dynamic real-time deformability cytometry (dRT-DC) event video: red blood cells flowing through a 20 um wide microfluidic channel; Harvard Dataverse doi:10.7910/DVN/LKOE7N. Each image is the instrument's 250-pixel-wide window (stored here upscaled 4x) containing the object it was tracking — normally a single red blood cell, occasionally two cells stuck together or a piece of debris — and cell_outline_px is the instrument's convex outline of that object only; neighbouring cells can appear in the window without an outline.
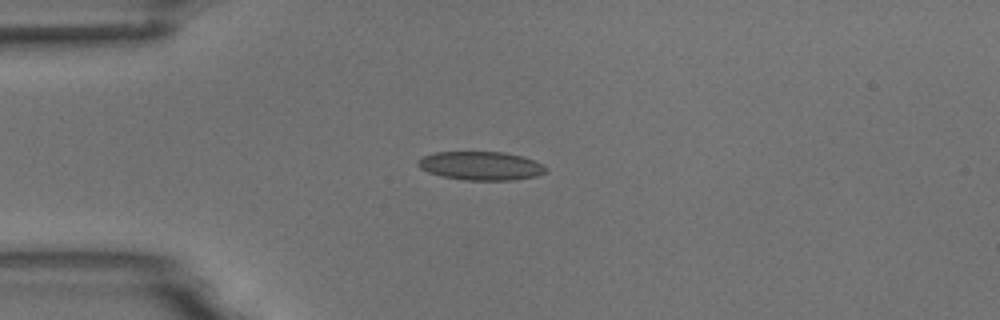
{"species": "common noctule bat (a hibernating species)", "species_latin": "Nyctalus noctula", "temperature_condition": "room temperature", "stored_images_in_passage": 9, "camera_frame_rate_fps": 3000, "um_per_image_px": 0.085, "animal": {"sex": "male", "body_mass_g": 18.8}, "frame": {"image": 1, "passage_image": 4, "time_ms": 3.333, "image_size_px": [1000, 320], "cell_outline_px": [[548, 168], [544, 172], [536, 176], [512, 180], [464, 180], [444, 176], [428, 172], [420, 168], [416, 164], [424, 156], [436, 152], [504, 152], [524, 156], [544, 164]], "centroid_in_image_um": [40.92, 14.09], "position_along_channel_um": 44.1, "area_um2": 21.27}}
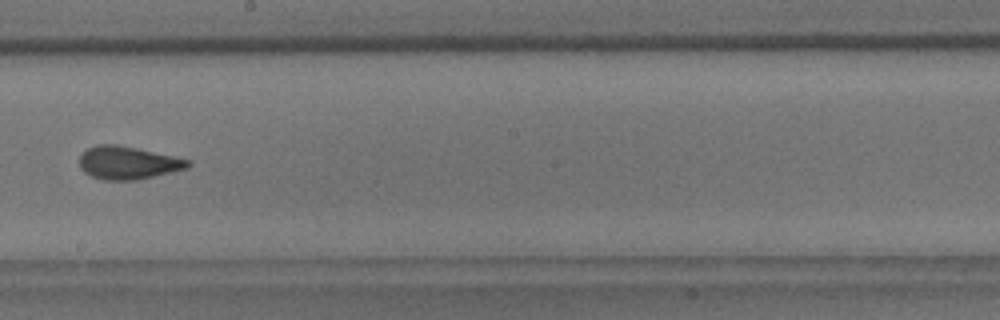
{"frame": {"image": 2, "passage_image": 9, "time_ms": 9.0, "image_size_px": [1000, 320], "cell_outline_px": [[192, 164], [188, 168], [136, 180], [104, 180], [92, 176], [84, 172], [80, 168], [80, 156], [88, 148], [96, 144], [116, 144], [136, 148], [192, 160]], "centroid_in_image_um": [10.88, 13.83], "position_along_channel_um": 237.3, "area_um2": 20.75}}